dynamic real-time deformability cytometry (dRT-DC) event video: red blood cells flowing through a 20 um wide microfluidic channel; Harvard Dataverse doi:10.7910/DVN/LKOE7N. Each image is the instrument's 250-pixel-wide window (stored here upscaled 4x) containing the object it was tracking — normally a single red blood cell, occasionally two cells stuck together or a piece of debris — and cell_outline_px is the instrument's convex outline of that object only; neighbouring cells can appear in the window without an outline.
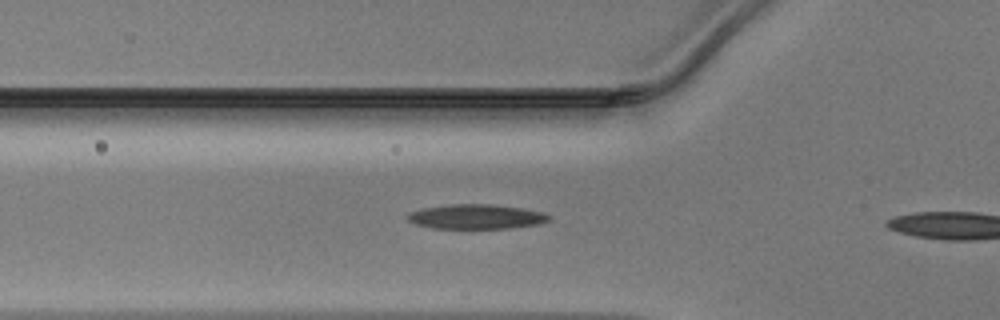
{"species": "Egyptian fruit bat (a non-hibernating species)", "species_latin": "Rousettus aegyptiacus", "temperature_condition": "warm", "stored_images_in_passage": 5, "camera_frame_rate_fps": 3000, "um_per_image_px": 0.085, "animal": {"sex": "male"}, "frame": {"image": 1, "passage_image": 4, "time_ms": 1.0, "image_size_px": [1000, 320], "cell_outline_px": [[552, 216], [548, 220], [536, 224], [508, 228], [432, 228], [416, 224], [408, 220], [404, 216], [408, 212], [424, 208], [448, 204], [492, 204], [520, 208], [544, 212]], "centroid_in_image_um": [40.43, 18.41], "position_along_channel_um": 85.4, "area_um2": 20.23}}